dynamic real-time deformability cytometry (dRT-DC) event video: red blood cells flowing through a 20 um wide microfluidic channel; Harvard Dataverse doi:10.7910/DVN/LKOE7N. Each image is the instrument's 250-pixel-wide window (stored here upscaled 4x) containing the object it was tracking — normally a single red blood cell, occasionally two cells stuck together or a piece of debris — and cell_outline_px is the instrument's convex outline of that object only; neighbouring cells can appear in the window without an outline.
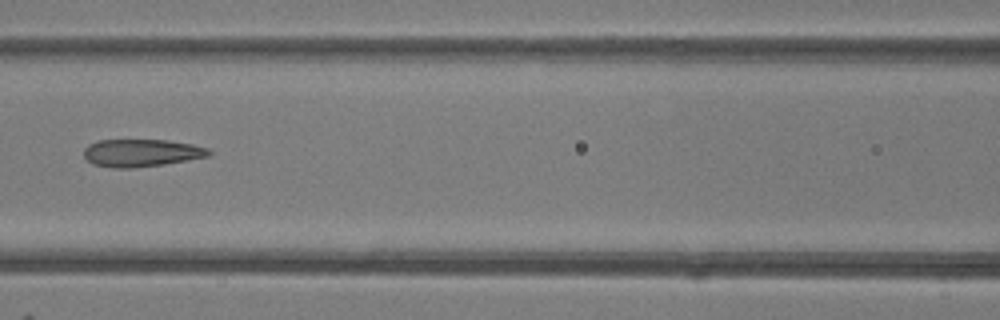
{"species": "common noctule bat (a hibernating species)", "species_latin": "Nyctalus noctula", "temperature_condition": "room temperature", "stored_images_in_passage": 6, "camera_frame_rate_fps": 3000, "um_per_image_px": 0.085, "animal": {"sex": "female"}, "frame": {"image": 1, "passage_image": 6, "time_ms": 6.667, "image_size_px": [1000, 320], "cell_outline_px": [[212, 152], [208, 156], [188, 160], [164, 164], [132, 168], [112, 168], [92, 164], [84, 156], [84, 148], [88, 144], [100, 140], [168, 140], [192, 144], [208, 148]], "centroid_in_image_um": [12.01, 13.0], "position_along_channel_um": 154.6, "area_um2": 20.11}}